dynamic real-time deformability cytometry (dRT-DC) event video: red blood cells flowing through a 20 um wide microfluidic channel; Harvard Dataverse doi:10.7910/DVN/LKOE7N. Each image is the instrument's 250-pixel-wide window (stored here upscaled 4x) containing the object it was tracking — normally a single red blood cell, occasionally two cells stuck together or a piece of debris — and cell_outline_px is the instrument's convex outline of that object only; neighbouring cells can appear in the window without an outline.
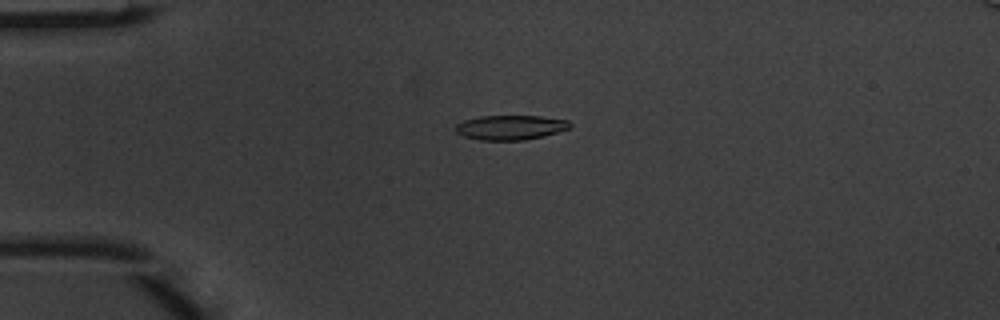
{"species": "common noctule bat (a hibernating species)", "species_latin": "Nyctalus noctula", "temperature_condition": "warm", "stored_images_in_passage": 6, "camera_frame_rate_fps": 3000, "um_per_image_px": 0.085, "animal": {"sex": "male", "body_mass_g": 20.1, "forearm_length_mm": 53.5}, "frame": {"image": 1, "passage_image": 4, "time_ms": 1.0, "image_size_px": [1000, 320], "cell_outline_px": [[572, 128], [544, 136], [524, 140], [480, 140], [464, 136], [456, 132], [456, 124], [464, 120], [480, 116], [540, 116], [568, 120], [572, 124]], "centroid_in_image_um": [43.43, 10.83], "position_along_channel_um": 41.6, "area_um2": 16.47}}